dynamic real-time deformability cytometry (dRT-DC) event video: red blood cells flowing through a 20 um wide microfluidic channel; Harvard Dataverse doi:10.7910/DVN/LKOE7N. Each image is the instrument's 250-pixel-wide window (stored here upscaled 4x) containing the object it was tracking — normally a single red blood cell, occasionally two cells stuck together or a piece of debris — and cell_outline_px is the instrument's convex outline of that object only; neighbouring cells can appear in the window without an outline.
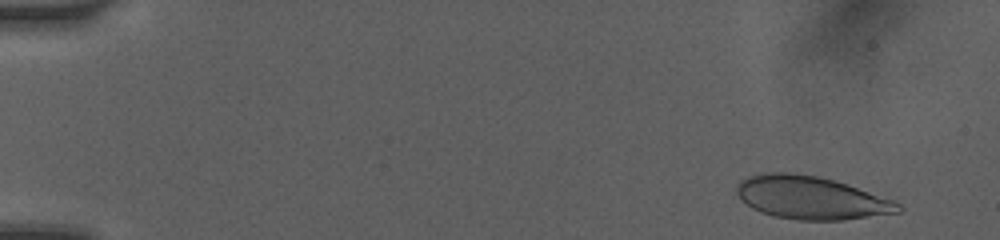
{"species": "human", "species_latin": "Homo sapiens", "temperature_condition": "room temperature", "stored_images_in_passage": 33, "camera_frame_rate_fps": 3000, "um_per_image_px": 0.085, "donor": {"sex": "female"}, "frame": {"image": 1, "passage_image": 2, "time_ms": 0.333, "image_size_px": [1000, 240], "cell_outline_px": [[904, 208], [900, 212], [844, 220], [800, 220], [776, 216], [760, 212], [752, 208], [740, 200], [736, 192], [736, 188], [740, 180], [748, 176], [764, 172], [792, 172], [816, 176], [848, 184], [896, 200]], "centroid_in_image_um": [68.95, 16.8], "position_along_channel_um": 16.1, "area_um2": 40.75}}
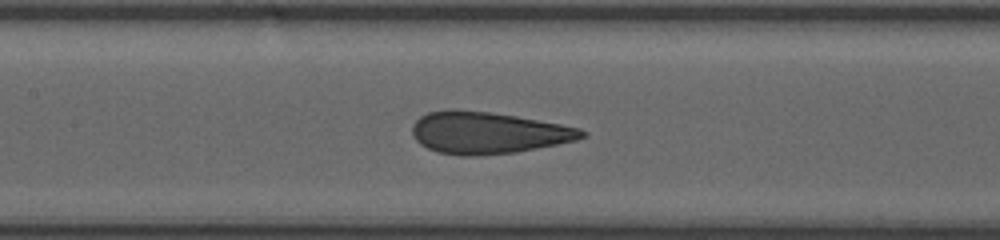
{"frame": {"image": 2, "passage_image": 21, "time_ms": 7.333, "image_size_px": [1000, 240], "cell_outline_px": [[588, 136], [576, 140], [516, 152], [476, 156], [460, 156], [436, 152], [420, 144], [412, 136], [412, 124], [420, 116], [428, 112], [448, 108], [452, 108], [492, 112], [516, 116], [560, 124], [580, 128], [588, 132]], "centroid_in_image_um": [41.43, 11.28], "position_along_channel_um": 166.0, "area_um2": 41.73}}
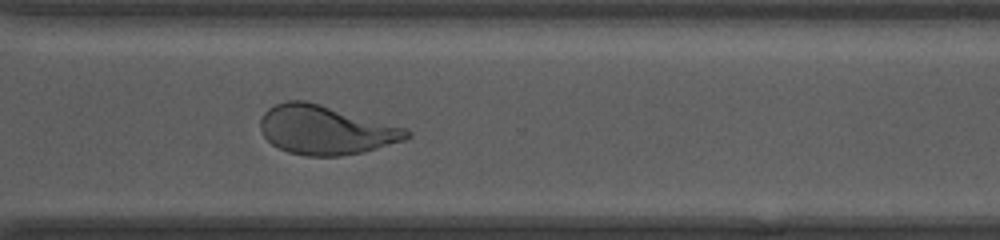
{"frame": {"image": 3, "passage_image": 33, "time_ms": 11.667, "image_size_px": [1000, 240], "cell_outline_px": [[412, 136], [404, 140], [364, 152], [340, 156], [308, 156], [288, 152], [272, 144], [264, 136], [260, 128], [260, 120], [264, 112], [268, 108], [276, 104], [288, 100], [308, 100], [408, 128], [412, 132]], "centroid_in_image_um": [27.71, 11.03], "position_along_channel_um": 342.9, "area_um2": 42.14}}